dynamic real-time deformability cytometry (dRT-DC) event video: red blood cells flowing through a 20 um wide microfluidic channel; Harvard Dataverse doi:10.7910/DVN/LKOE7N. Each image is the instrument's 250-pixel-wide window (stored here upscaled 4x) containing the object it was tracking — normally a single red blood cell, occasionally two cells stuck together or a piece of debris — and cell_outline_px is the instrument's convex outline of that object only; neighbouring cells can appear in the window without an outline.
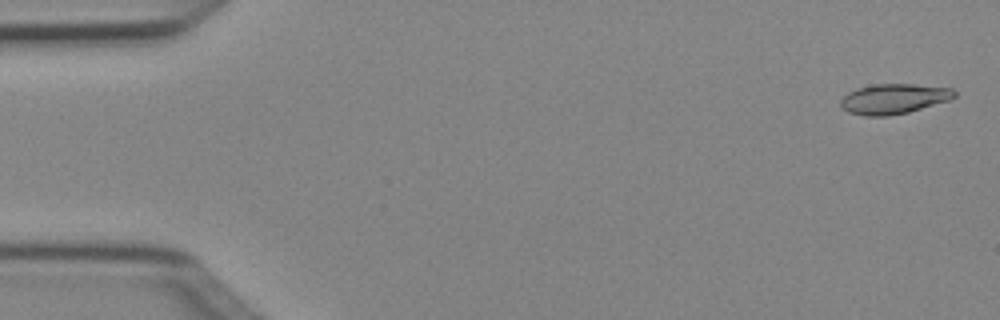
{"species": "Egyptian fruit bat (a non-hibernating species)", "species_latin": "Rousettus aegyptiacus", "temperature_condition": "cold", "stored_images_in_passage": 4, "camera_frame_rate_fps": 3000, "um_per_image_px": 0.085, "animal": {"sex": "female"}, "frame": {"image": 1, "passage_image": 1, "time_ms": 0.0, "image_size_px": [1000, 320], "cell_outline_px": [[956, 96], [952, 100], [908, 112], [888, 116], [864, 116], [848, 112], [840, 108], [840, 100], [848, 92], [856, 88], [876, 84], [912, 84], [952, 88], [956, 92]], "centroid_in_image_um": [75.97, 8.4], "position_along_channel_um": 9.0, "area_um2": 20.17}}
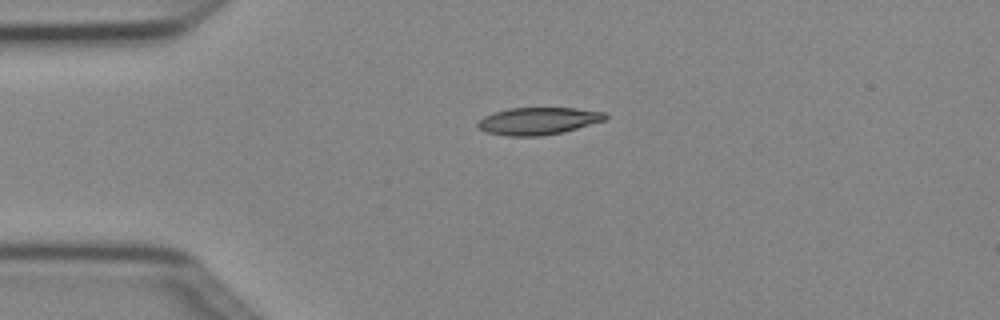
{"frame": {"image": 2, "passage_image": 3, "time_ms": 0.667, "image_size_px": [1000, 320], "cell_outline_px": [[608, 116], [604, 120], [576, 128], [560, 132], [540, 136], [508, 136], [488, 132], [480, 128], [476, 124], [484, 116], [508, 108], [576, 108], [604, 112]], "centroid_in_image_um": [45.74, 10.27], "position_along_channel_um": 39.3, "area_um2": 19.88}}